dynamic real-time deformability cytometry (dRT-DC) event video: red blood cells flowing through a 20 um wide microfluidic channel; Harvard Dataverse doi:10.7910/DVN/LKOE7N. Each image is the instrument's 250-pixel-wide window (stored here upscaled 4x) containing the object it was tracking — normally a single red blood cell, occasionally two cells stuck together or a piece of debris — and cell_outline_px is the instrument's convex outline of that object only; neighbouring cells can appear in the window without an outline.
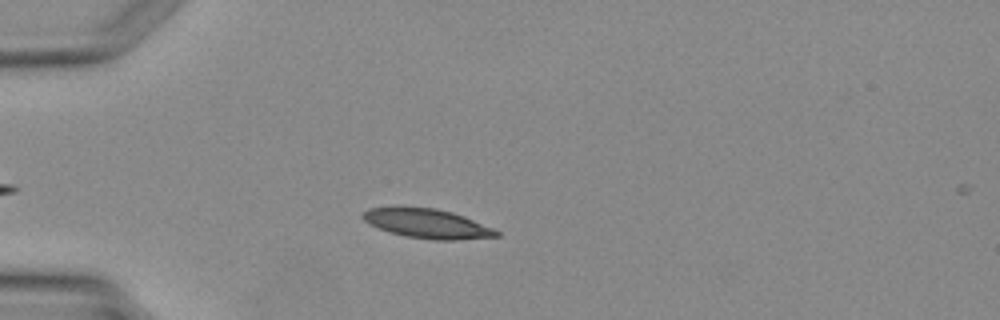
{"species": "Egyptian fruit bat (a non-hibernating species)", "species_latin": "Rousettus aegyptiacus", "temperature_condition": "warm", "stored_images_in_passage": 4, "camera_frame_rate_fps": 3000, "um_per_image_px": 0.085, "animal": {"sex": "female"}, "frame": {"image": 1, "passage_image": 3, "time_ms": 2.333, "image_size_px": [1000, 320], "cell_outline_px": [[500, 236], [456, 240], [432, 240], [404, 236], [388, 232], [368, 224], [360, 216], [368, 208], [396, 204], [436, 208], [452, 212], [464, 216], [492, 228], [500, 232]], "centroid_in_image_um": [36.21, 18.96], "position_along_channel_um": 48.8, "area_um2": 23.64}}